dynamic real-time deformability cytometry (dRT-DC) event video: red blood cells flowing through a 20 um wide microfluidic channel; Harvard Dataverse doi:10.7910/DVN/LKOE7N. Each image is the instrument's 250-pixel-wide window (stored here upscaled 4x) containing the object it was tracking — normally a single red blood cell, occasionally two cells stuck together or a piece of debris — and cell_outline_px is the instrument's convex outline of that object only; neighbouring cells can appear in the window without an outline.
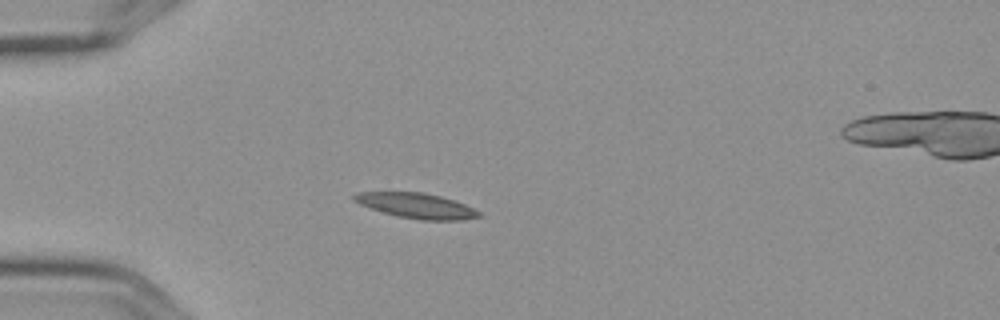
{"species": "Egyptian fruit bat (a non-hibernating species)", "species_latin": "Rousettus aegyptiacus", "temperature_condition": "cold", "stored_images_in_passage": 5, "camera_frame_rate_fps": 3000, "um_per_image_px": 0.085, "frame": {"image": 1, "passage_image": 4, "time_ms": 1.0, "image_size_px": [1000, 320], "cell_outline_px": [[480, 216], [464, 220], [420, 220], [400, 216], [384, 212], [360, 204], [352, 200], [352, 196], [356, 192], [424, 192], [456, 200], [480, 212]], "centroid_in_image_um": [35.4, 17.47], "position_along_channel_um": 49.6, "area_um2": 18.15}}